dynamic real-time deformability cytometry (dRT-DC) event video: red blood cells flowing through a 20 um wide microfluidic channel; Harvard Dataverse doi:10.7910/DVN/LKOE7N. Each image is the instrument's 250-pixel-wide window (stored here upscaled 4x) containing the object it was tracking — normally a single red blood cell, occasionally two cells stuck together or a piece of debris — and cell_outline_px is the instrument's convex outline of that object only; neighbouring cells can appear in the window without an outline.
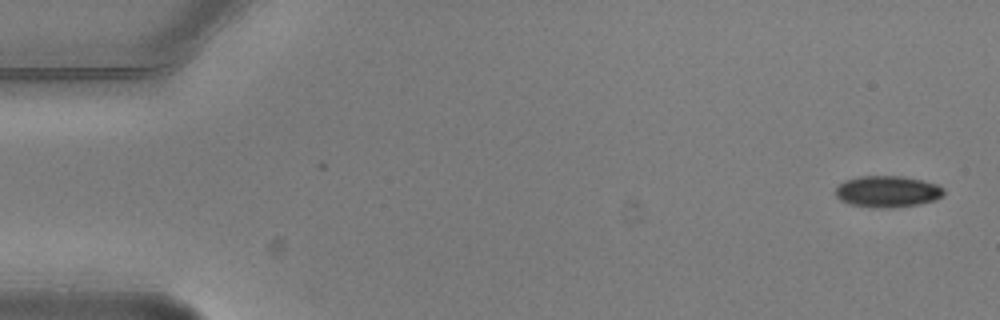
{"species": "common noctule bat (a hibernating species)", "species_latin": "Nyctalus noctula", "temperature_condition": "warm", "stored_images_in_passage": 2, "camera_frame_rate_fps": 3000, "um_per_image_px": 0.085, "animal": {"sex": "male", "body_mass_g": 20.5, "forearm_length_mm": 52.5}, "frame": {"image": 1, "passage_image": 1, "time_ms": 0.0, "image_size_px": [1000, 320], "cell_outline_px": [[944, 196], [936, 200], [920, 204], [848, 204], [840, 200], [836, 196], [836, 188], [844, 180], [860, 176], [904, 176], [924, 180], [936, 184], [944, 188]], "centroid_in_image_um": [75.48, 16.2], "position_along_channel_um": 9.5, "area_um2": 18.9}}